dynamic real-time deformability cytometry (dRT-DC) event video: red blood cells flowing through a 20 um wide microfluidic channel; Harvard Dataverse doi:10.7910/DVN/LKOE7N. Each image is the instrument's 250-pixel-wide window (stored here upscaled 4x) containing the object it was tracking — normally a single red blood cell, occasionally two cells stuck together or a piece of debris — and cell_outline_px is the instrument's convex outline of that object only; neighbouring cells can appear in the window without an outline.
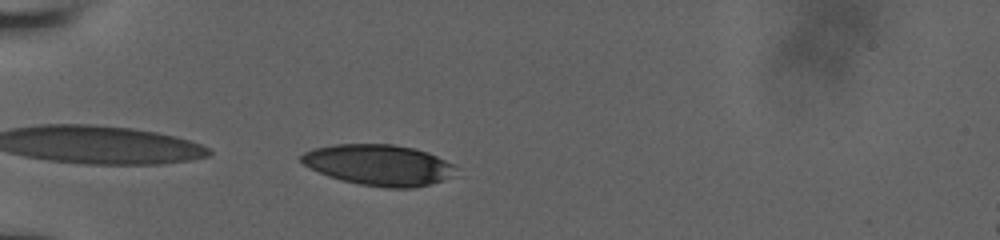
{"species": "human", "species_latin": "Homo sapiens", "temperature_condition": "room temperature", "stored_images_in_passage": 4, "camera_frame_rate_fps": 3000, "um_per_image_px": 0.085, "donor": {"sex": "male"}, "frame": {"image": 1, "passage_image": 4, "time_ms": 3.333, "image_size_px": [1000, 240], "cell_outline_px": [[456, 168], [452, 176], [444, 180], [432, 184], [412, 188], [384, 188], [360, 184], [340, 180], [328, 176], [308, 168], [300, 160], [300, 156], [304, 152], [312, 148], [332, 144], [392, 144], [412, 148], [428, 152], [452, 164]], "centroid_in_image_um": [32.16, 14.02], "position_along_channel_um": 52.8, "area_um2": 36.99}}